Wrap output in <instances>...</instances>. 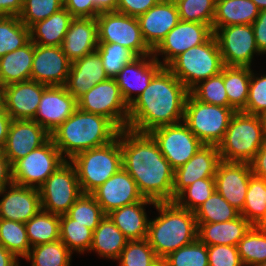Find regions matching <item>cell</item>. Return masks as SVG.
<instances>
[{
    "label": "cell",
    "mask_w": 266,
    "mask_h": 266,
    "mask_svg": "<svg viewBox=\"0 0 266 266\" xmlns=\"http://www.w3.org/2000/svg\"><path fill=\"white\" fill-rule=\"evenodd\" d=\"M122 167L135 180L140 194L155 202L173 201L174 169L149 133L119 131Z\"/></svg>",
    "instance_id": "cell-1"
},
{
    "label": "cell",
    "mask_w": 266,
    "mask_h": 266,
    "mask_svg": "<svg viewBox=\"0 0 266 266\" xmlns=\"http://www.w3.org/2000/svg\"><path fill=\"white\" fill-rule=\"evenodd\" d=\"M188 94L185 85L163 67L129 106L127 129L150 133L156 128L183 121Z\"/></svg>",
    "instance_id": "cell-2"
},
{
    "label": "cell",
    "mask_w": 266,
    "mask_h": 266,
    "mask_svg": "<svg viewBox=\"0 0 266 266\" xmlns=\"http://www.w3.org/2000/svg\"><path fill=\"white\" fill-rule=\"evenodd\" d=\"M119 131L107 117L77 108L50 136L64 159L69 161L85 150L111 143Z\"/></svg>",
    "instance_id": "cell-3"
},
{
    "label": "cell",
    "mask_w": 266,
    "mask_h": 266,
    "mask_svg": "<svg viewBox=\"0 0 266 266\" xmlns=\"http://www.w3.org/2000/svg\"><path fill=\"white\" fill-rule=\"evenodd\" d=\"M159 216L149 221L147 241L160 260L197 239L198 226L194 212L174 201L156 202Z\"/></svg>",
    "instance_id": "cell-4"
},
{
    "label": "cell",
    "mask_w": 266,
    "mask_h": 266,
    "mask_svg": "<svg viewBox=\"0 0 266 266\" xmlns=\"http://www.w3.org/2000/svg\"><path fill=\"white\" fill-rule=\"evenodd\" d=\"M264 142L261 117L236 111L218 150L221 160L250 163Z\"/></svg>",
    "instance_id": "cell-5"
},
{
    "label": "cell",
    "mask_w": 266,
    "mask_h": 266,
    "mask_svg": "<svg viewBox=\"0 0 266 266\" xmlns=\"http://www.w3.org/2000/svg\"><path fill=\"white\" fill-rule=\"evenodd\" d=\"M69 161L75 167L82 193L91 194L122 168L119 134L111 143L85 150Z\"/></svg>",
    "instance_id": "cell-6"
},
{
    "label": "cell",
    "mask_w": 266,
    "mask_h": 266,
    "mask_svg": "<svg viewBox=\"0 0 266 266\" xmlns=\"http://www.w3.org/2000/svg\"><path fill=\"white\" fill-rule=\"evenodd\" d=\"M224 66L213 34L205 43L179 54L166 67L190 91L200 81L221 73Z\"/></svg>",
    "instance_id": "cell-7"
},
{
    "label": "cell",
    "mask_w": 266,
    "mask_h": 266,
    "mask_svg": "<svg viewBox=\"0 0 266 266\" xmlns=\"http://www.w3.org/2000/svg\"><path fill=\"white\" fill-rule=\"evenodd\" d=\"M235 112L234 108L201 102L189 92L183 122L204 145L218 146Z\"/></svg>",
    "instance_id": "cell-8"
},
{
    "label": "cell",
    "mask_w": 266,
    "mask_h": 266,
    "mask_svg": "<svg viewBox=\"0 0 266 266\" xmlns=\"http://www.w3.org/2000/svg\"><path fill=\"white\" fill-rule=\"evenodd\" d=\"M65 162L66 160L50 137L42 146L12 165L13 183L39 188Z\"/></svg>",
    "instance_id": "cell-9"
},
{
    "label": "cell",
    "mask_w": 266,
    "mask_h": 266,
    "mask_svg": "<svg viewBox=\"0 0 266 266\" xmlns=\"http://www.w3.org/2000/svg\"><path fill=\"white\" fill-rule=\"evenodd\" d=\"M99 43H117L138 57L152 54L145 43L137 17L117 11L100 12L96 17Z\"/></svg>",
    "instance_id": "cell-10"
},
{
    "label": "cell",
    "mask_w": 266,
    "mask_h": 266,
    "mask_svg": "<svg viewBox=\"0 0 266 266\" xmlns=\"http://www.w3.org/2000/svg\"><path fill=\"white\" fill-rule=\"evenodd\" d=\"M42 210L64 215L82 195L75 167L66 161L38 188Z\"/></svg>",
    "instance_id": "cell-11"
},
{
    "label": "cell",
    "mask_w": 266,
    "mask_h": 266,
    "mask_svg": "<svg viewBox=\"0 0 266 266\" xmlns=\"http://www.w3.org/2000/svg\"><path fill=\"white\" fill-rule=\"evenodd\" d=\"M77 103L80 110L105 116L120 130L127 128L129 106L124 101L115 78L96 84Z\"/></svg>",
    "instance_id": "cell-12"
},
{
    "label": "cell",
    "mask_w": 266,
    "mask_h": 266,
    "mask_svg": "<svg viewBox=\"0 0 266 266\" xmlns=\"http://www.w3.org/2000/svg\"><path fill=\"white\" fill-rule=\"evenodd\" d=\"M225 66L250 67L254 54L260 55L252 24L212 27Z\"/></svg>",
    "instance_id": "cell-13"
},
{
    "label": "cell",
    "mask_w": 266,
    "mask_h": 266,
    "mask_svg": "<svg viewBox=\"0 0 266 266\" xmlns=\"http://www.w3.org/2000/svg\"><path fill=\"white\" fill-rule=\"evenodd\" d=\"M149 134L174 170L188 162L204 145L183 121L156 128Z\"/></svg>",
    "instance_id": "cell-14"
},
{
    "label": "cell",
    "mask_w": 266,
    "mask_h": 266,
    "mask_svg": "<svg viewBox=\"0 0 266 266\" xmlns=\"http://www.w3.org/2000/svg\"><path fill=\"white\" fill-rule=\"evenodd\" d=\"M213 34L208 24L180 20L152 51V55L157 61L159 55H164L163 61L159 62L166 67L179 54L205 43Z\"/></svg>",
    "instance_id": "cell-15"
},
{
    "label": "cell",
    "mask_w": 266,
    "mask_h": 266,
    "mask_svg": "<svg viewBox=\"0 0 266 266\" xmlns=\"http://www.w3.org/2000/svg\"><path fill=\"white\" fill-rule=\"evenodd\" d=\"M71 61L61 46L34 44V57L30 80L46 86H65L70 72Z\"/></svg>",
    "instance_id": "cell-16"
},
{
    "label": "cell",
    "mask_w": 266,
    "mask_h": 266,
    "mask_svg": "<svg viewBox=\"0 0 266 266\" xmlns=\"http://www.w3.org/2000/svg\"><path fill=\"white\" fill-rule=\"evenodd\" d=\"M77 108V100L67 91L65 86H47L42 93L33 120L51 134Z\"/></svg>",
    "instance_id": "cell-17"
},
{
    "label": "cell",
    "mask_w": 266,
    "mask_h": 266,
    "mask_svg": "<svg viewBox=\"0 0 266 266\" xmlns=\"http://www.w3.org/2000/svg\"><path fill=\"white\" fill-rule=\"evenodd\" d=\"M252 175L249 163L221 160L215 174L216 191L241 212Z\"/></svg>",
    "instance_id": "cell-18"
},
{
    "label": "cell",
    "mask_w": 266,
    "mask_h": 266,
    "mask_svg": "<svg viewBox=\"0 0 266 266\" xmlns=\"http://www.w3.org/2000/svg\"><path fill=\"white\" fill-rule=\"evenodd\" d=\"M91 195L101 206L105 215L125 205L141 201L135 180L122 167L113 176L94 190Z\"/></svg>",
    "instance_id": "cell-19"
},
{
    "label": "cell",
    "mask_w": 266,
    "mask_h": 266,
    "mask_svg": "<svg viewBox=\"0 0 266 266\" xmlns=\"http://www.w3.org/2000/svg\"><path fill=\"white\" fill-rule=\"evenodd\" d=\"M50 137V134L34 120H12L2 152L13 165L42 146Z\"/></svg>",
    "instance_id": "cell-20"
},
{
    "label": "cell",
    "mask_w": 266,
    "mask_h": 266,
    "mask_svg": "<svg viewBox=\"0 0 266 266\" xmlns=\"http://www.w3.org/2000/svg\"><path fill=\"white\" fill-rule=\"evenodd\" d=\"M220 161L218 146L203 145L188 162L174 170L173 201L196 180L215 178Z\"/></svg>",
    "instance_id": "cell-21"
},
{
    "label": "cell",
    "mask_w": 266,
    "mask_h": 266,
    "mask_svg": "<svg viewBox=\"0 0 266 266\" xmlns=\"http://www.w3.org/2000/svg\"><path fill=\"white\" fill-rule=\"evenodd\" d=\"M8 187L0 190V196L3 197L0 200L1 219L26 223L42 209L38 188L14 183Z\"/></svg>",
    "instance_id": "cell-22"
},
{
    "label": "cell",
    "mask_w": 266,
    "mask_h": 266,
    "mask_svg": "<svg viewBox=\"0 0 266 266\" xmlns=\"http://www.w3.org/2000/svg\"><path fill=\"white\" fill-rule=\"evenodd\" d=\"M143 39L153 51L168 32L175 27L180 16L174 0H161L146 13L137 17Z\"/></svg>",
    "instance_id": "cell-23"
},
{
    "label": "cell",
    "mask_w": 266,
    "mask_h": 266,
    "mask_svg": "<svg viewBox=\"0 0 266 266\" xmlns=\"http://www.w3.org/2000/svg\"><path fill=\"white\" fill-rule=\"evenodd\" d=\"M163 68L153 55L140 56L126 64L115 80L128 106L146 89L152 78ZM133 92L136 97L132 96Z\"/></svg>",
    "instance_id": "cell-24"
},
{
    "label": "cell",
    "mask_w": 266,
    "mask_h": 266,
    "mask_svg": "<svg viewBox=\"0 0 266 266\" xmlns=\"http://www.w3.org/2000/svg\"><path fill=\"white\" fill-rule=\"evenodd\" d=\"M46 87L33 80L5 86V111L13 120H33Z\"/></svg>",
    "instance_id": "cell-25"
},
{
    "label": "cell",
    "mask_w": 266,
    "mask_h": 266,
    "mask_svg": "<svg viewBox=\"0 0 266 266\" xmlns=\"http://www.w3.org/2000/svg\"><path fill=\"white\" fill-rule=\"evenodd\" d=\"M108 78L99 53L94 51L71 63L65 87L78 100L93 86Z\"/></svg>",
    "instance_id": "cell-26"
},
{
    "label": "cell",
    "mask_w": 266,
    "mask_h": 266,
    "mask_svg": "<svg viewBox=\"0 0 266 266\" xmlns=\"http://www.w3.org/2000/svg\"><path fill=\"white\" fill-rule=\"evenodd\" d=\"M98 24L96 18H73L65 34L61 48L73 62L93 53L98 47Z\"/></svg>",
    "instance_id": "cell-27"
},
{
    "label": "cell",
    "mask_w": 266,
    "mask_h": 266,
    "mask_svg": "<svg viewBox=\"0 0 266 266\" xmlns=\"http://www.w3.org/2000/svg\"><path fill=\"white\" fill-rule=\"evenodd\" d=\"M156 202L147 198L125 205L111 211L109 218L128 240H142L147 237L149 219L145 212V205H155Z\"/></svg>",
    "instance_id": "cell-28"
},
{
    "label": "cell",
    "mask_w": 266,
    "mask_h": 266,
    "mask_svg": "<svg viewBox=\"0 0 266 266\" xmlns=\"http://www.w3.org/2000/svg\"><path fill=\"white\" fill-rule=\"evenodd\" d=\"M197 238L207 246H237L252 225L241 215L221 223H197Z\"/></svg>",
    "instance_id": "cell-29"
},
{
    "label": "cell",
    "mask_w": 266,
    "mask_h": 266,
    "mask_svg": "<svg viewBox=\"0 0 266 266\" xmlns=\"http://www.w3.org/2000/svg\"><path fill=\"white\" fill-rule=\"evenodd\" d=\"M74 17L63 7L45 20L33 24L30 40L41 46H61Z\"/></svg>",
    "instance_id": "cell-30"
},
{
    "label": "cell",
    "mask_w": 266,
    "mask_h": 266,
    "mask_svg": "<svg viewBox=\"0 0 266 266\" xmlns=\"http://www.w3.org/2000/svg\"><path fill=\"white\" fill-rule=\"evenodd\" d=\"M34 57V43L30 40L23 47L0 58V82L7 86L30 80Z\"/></svg>",
    "instance_id": "cell-31"
},
{
    "label": "cell",
    "mask_w": 266,
    "mask_h": 266,
    "mask_svg": "<svg viewBox=\"0 0 266 266\" xmlns=\"http://www.w3.org/2000/svg\"><path fill=\"white\" fill-rule=\"evenodd\" d=\"M128 239L116 227L108 215H105L93 231L89 252L95 251L102 258L117 260L125 248Z\"/></svg>",
    "instance_id": "cell-32"
},
{
    "label": "cell",
    "mask_w": 266,
    "mask_h": 266,
    "mask_svg": "<svg viewBox=\"0 0 266 266\" xmlns=\"http://www.w3.org/2000/svg\"><path fill=\"white\" fill-rule=\"evenodd\" d=\"M259 12L252 0H225L216 4L212 27L252 24Z\"/></svg>",
    "instance_id": "cell-33"
},
{
    "label": "cell",
    "mask_w": 266,
    "mask_h": 266,
    "mask_svg": "<svg viewBox=\"0 0 266 266\" xmlns=\"http://www.w3.org/2000/svg\"><path fill=\"white\" fill-rule=\"evenodd\" d=\"M250 78V67L224 66L226 94L229 104L236 111H242L246 107Z\"/></svg>",
    "instance_id": "cell-34"
},
{
    "label": "cell",
    "mask_w": 266,
    "mask_h": 266,
    "mask_svg": "<svg viewBox=\"0 0 266 266\" xmlns=\"http://www.w3.org/2000/svg\"><path fill=\"white\" fill-rule=\"evenodd\" d=\"M25 226L31 247L60 239V215L41 209Z\"/></svg>",
    "instance_id": "cell-35"
},
{
    "label": "cell",
    "mask_w": 266,
    "mask_h": 266,
    "mask_svg": "<svg viewBox=\"0 0 266 266\" xmlns=\"http://www.w3.org/2000/svg\"><path fill=\"white\" fill-rule=\"evenodd\" d=\"M72 254L59 239L31 247L24 259L31 261V266H70Z\"/></svg>",
    "instance_id": "cell-36"
},
{
    "label": "cell",
    "mask_w": 266,
    "mask_h": 266,
    "mask_svg": "<svg viewBox=\"0 0 266 266\" xmlns=\"http://www.w3.org/2000/svg\"><path fill=\"white\" fill-rule=\"evenodd\" d=\"M252 226H257L266 215V179L252 175L246 193L244 207L240 212Z\"/></svg>",
    "instance_id": "cell-37"
},
{
    "label": "cell",
    "mask_w": 266,
    "mask_h": 266,
    "mask_svg": "<svg viewBox=\"0 0 266 266\" xmlns=\"http://www.w3.org/2000/svg\"><path fill=\"white\" fill-rule=\"evenodd\" d=\"M30 41V29L19 16H0V58Z\"/></svg>",
    "instance_id": "cell-38"
},
{
    "label": "cell",
    "mask_w": 266,
    "mask_h": 266,
    "mask_svg": "<svg viewBox=\"0 0 266 266\" xmlns=\"http://www.w3.org/2000/svg\"><path fill=\"white\" fill-rule=\"evenodd\" d=\"M0 245L24 259L31 249L25 223L0 218Z\"/></svg>",
    "instance_id": "cell-39"
},
{
    "label": "cell",
    "mask_w": 266,
    "mask_h": 266,
    "mask_svg": "<svg viewBox=\"0 0 266 266\" xmlns=\"http://www.w3.org/2000/svg\"><path fill=\"white\" fill-rule=\"evenodd\" d=\"M194 214L197 223H221L237 218L240 212L215 190Z\"/></svg>",
    "instance_id": "cell-40"
},
{
    "label": "cell",
    "mask_w": 266,
    "mask_h": 266,
    "mask_svg": "<svg viewBox=\"0 0 266 266\" xmlns=\"http://www.w3.org/2000/svg\"><path fill=\"white\" fill-rule=\"evenodd\" d=\"M244 266L266 262V231L252 226L237 245Z\"/></svg>",
    "instance_id": "cell-41"
},
{
    "label": "cell",
    "mask_w": 266,
    "mask_h": 266,
    "mask_svg": "<svg viewBox=\"0 0 266 266\" xmlns=\"http://www.w3.org/2000/svg\"><path fill=\"white\" fill-rule=\"evenodd\" d=\"M93 239V230L88 227L75 223V220L69 218L66 214L60 215V240L67 248L74 253L88 251Z\"/></svg>",
    "instance_id": "cell-42"
},
{
    "label": "cell",
    "mask_w": 266,
    "mask_h": 266,
    "mask_svg": "<svg viewBox=\"0 0 266 266\" xmlns=\"http://www.w3.org/2000/svg\"><path fill=\"white\" fill-rule=\"evenodd\" d=\"M96 51L109 78H115L126 64L138 58L132 50L117 43H99Z\"/></svg>",
    "instance_id": "cell-43"
},
{
    "label": "cell",
    "mask_w": 266,
    "mask_h": 266,
    "mask_svg": "<svg viewBox=\"0 0 266 266\" xmlns=\"http://www.w3.org/2000/svg\"><path fill=\"white\" fill-rule=\"evenodd\" d=\"M189 92L201 102L233 108L229 104L224 86V67L221 73L200 81Z\"/></svg>",
    "instance_id": "cell-44"
},
{
    "label": "cell",
    "mask_w": 266,
    "mask_h": 266,
    "mask_svg": "<svg viewBox=\"0 0 266 266\" xmlns=\"http://www.w3.org/2000/svg\"><path fill=\"white\" fill-rule=\"evenodd\" d=\"M66 215L75 220V223H80L93 231L105 216L94 197L84 193L74 202Z\"/></svg>",
    "instance_id": "cell-45"
},
{
    "label": "cell",
    "mask_w": 266,
    "mask_h": 266,
    "mask_svg": "<svg viewBox=\"0 0 266 266\" xmlns=\"http://www.w3.org/2000/svg\"><path fill=\"white\" fill-rule=\"evenodd\" d=\"M165 266H209L207 245L198 238L163 259Z\"/></svg>",
    "instance_id": "cell-46"
},
{
    "label": "cell",
    "mask_w": 266,
    "mask_h": 266,
    "mask_svg": "<svg viewBox=\"0 0 266 266\" xmlns=\"http://www.w3.org/2000/svg\"><path fill=\"white\" fill-rule=\"evenodd\" d=\"M216 190L215 178H203L185 188L174 200L181 208L194 212Z\"/></svg>",
    "instance_id": "cell-47"
},
{
    "label": "cell",
    "mask_w": 266,
    "mask_h": 266,
    "mask_svg": "<svg viewBox=\"0 0 266 266\" xmlns=\"http://www.w3.org/2000/svg\"><path fill=\"white\" fill-rule=\"evenodd\" d=\"M117 260L120 266H154L160 259L145 238L128 240Z\"/></svg>",
    "instance_id": "cell-48"
},
{
    "label": "cell",
    "mask_w": 266,
    "mask_h": 266,
    "mask_svg": "<svg viewBox=\"0 0 266 266\" xmlns=\"http://www.w3.org/2000/svg\"><path fill=\"white\" fill-rule=\"evenodd\" d=\"M180 20L208 24L212 28L216 4L213 0H174Z\"/></svg>",
    "instance_id": "cell-49"
},
{
    "label": "cell",
    "mask_w": 266,
    "mask_h": 266,
    "mask_svg": "<svg viewBox=\"0 0 266 266\" xmlns=\"http://www.w3.org/2000/svg\"><path fill=\"white\" fill-rule=\"evenodd\" d=\"M63 8V0H23L20 21L28 28Z\"/></svg>",
    "instance_id": "cell-50"
},
{
    "label": "cell",
    "mask_w": 266,
    "mask_h": 266,
    "mask_svg": "<svg viewBox=\"0 0 266 266\" xmlns=\"http://www.w3.org/2000/svg\"><path fill=\"white\" fill-rule=\"evenodd\" d=\"M245 113L261 116L266 112V75L256 77L251 70V78L248 91Z\"/></svg>",
    "instance_id": "cell-51"
},
{
    "label": "cell",
    "mask_w": 266,
    "mask_h": 266,
    "mask_svg": "<svg viewBox=\"0 0 266 266\" xmlns=\"http://www.w3.org/2000/svg\"><path fill=\"white\" fill-rule=\"evenodd\" d=\"M209 266H244L237 246H207Z\"/></svg>",
    "instance_id": "cell-52"
},
{
    "label": "cell",
    "mask_w": 266,
    "mask_h": 266,
    "mask_svg": "<svg viewBox=\"0 0 266 266\" xmlns=\"http://www.w3.org/2000/svg\"><path fill=\"white\" fill-rule=\"evenodd\" d=\"M63 7L74 18H96L100 13L93 0H63Z\"/></svg>",
    "instance_id": "cell-53"
},
{
    "label": "cell",
    "mask_w": 266,
    "mask_h": 266,
    "mask_svg": "<svg viewBox=\"0 0 266 266\" xmlns=\"http://www.w3.org/2000/svg\"><path fill=\"white\" fill-rule=\"evenodd\" d=\"M160 1L161 0H119L116 11L125 15L138 17L146 13Z\"/></svg>",
    "instance_id": "cell-54"
},
{
    "label": "cell",
    "mask_w": 266,
    "mask_h": 266,
    "mask_svg": "<svg viewBox=\"0 0 266 266\" xmlns=\"http://www.w3.org/2000/svg\"><path fill=\"white\" fill-rule=\"evenodd\" d=\"M254 36L260 54H266V9L261 10L252 23Z\"/></svg>",
    "instance_id": "cell-55"
},
{
    "label": "cell",
    "mask_w": 266,
    "mask_h": 266,
    "mask_svg": "<svg viewBox=\"0 0 266 266\" xmlns=\"http://www.w3.org/2000/svg\"><path fill=\"white\" fill-rule=\"evenodd\" d=\"M249 164L254 176L266 179V139Z\"/></svg>",
    "instance_id": "cell-56"
},
{
    "label": "cell",
    "mask_w": 266,
    "mask_h": 266,
    "mask_svg": "<svg viewBox=\"0 0 266 266\" xmlns=\"http://www.w3.org/2000/svg\"><path fill=\"white\" fill-rule=\"evenodd\" d=\"M13 183L12 165L5 154L0 151V190Z\"/></svg>",
    "instance_id": "cell-57"
},
{
    "label": "cell",
    "mask_w": 266,
    "mask_h": 266,
    "mask_svg": "<svg viewBox=\"0 0 266 266\" xmlns=\"http://www.w3.org/2000/svg\"><path fill=\"white\" fill-rule=\"evenodd\" d=\"M23 0H0V16H19Z\"/></svg>",
    "instance_id": "cell-58"
},
{
    "label": "cell",
    "mask_w": 266,
    "mask_h": 266,
    "mask_svg": "<svg viewBox=\"0 0 266 266\" xmlns=\"http://www.w3.org/2000/svg\"><path fill=\"white\" fill-rule=\"evenodd\" d=\"M12 120L13 119L5 110L0 111V151H2L5 146Z\"/></svg>",
    "instance_id": "cell-59"
},
{
    "label": "cell",
    "mask_w": 266,
    "mask_h": 266,
    "mask_svg": "<svg viewBox=\"0 0 266 266\" xmlns=\"http://www.w3.org/2000/svg\"><path fill=\"white\" fill-rule=\"evenodd\" d=\"M19 263L16 256L0 245V266H20Z\"/></svg>",
    "instance_id": "cell-60"
},
{
    "label": "cell",
    "mask_w": 266,
    "mask_h": 266,
    "mask_svg": "<svg viewBox=\"0 0 266 266\" xmlns=\"http://www.w3.org/2000/svg\"><path fill=\"white\" fill-rule=\"evenodd\" d=\"M100 12L116 11L119 0H93Z\"/></svg>",
    "instance_id": "cell-61"
},
{
    "label": "cell",
    "mask_w": 266,
    "mask_h": 266,
    "mask_svg": "<svg viewBox=\"0 0 266 266\" xmlns=\"http://www.w3.org/2000/svg\"><path fill=\"white\" fill-rule=\"evenodd\" d=\"M5 86L0 82V111L5 110Z\"/></svg>",
    "instance_id": "cell-62"
},
{
    "label": "cell",
    "mask_w": 266,
    "mask_h": 266,
    "mask_svg": "<svg viewBox=\"0 0 266 266\" xmlns=\"http://www.w3.org/2000/svg\"><path fill=\"white\" fill-rule=\"evenodd\" d=\"M252 1L256 4V6L260 11L266 9V0H252Z\"/></svg>",
    "instance_id": "cell-63"
},
{
    "label": "cell",
    "mask_w": 266,
    "mask_h": 266,
    "mask_svg": "<svg viewBox=\"0 0 266 266\" xmlns=\"http://www.w3.org/2000/svg\"><path fill=\"white\" fill-rule=\"evenodd\" d=\"M260 117H261L262 124H263L264 136L266 139V112H264Z\"/></svg>",
    "instance_id": "cell-64"
},
{
    "label": "cell",
    "mask_w": 266,
    "mask_h": 266,
    "mask_svg": "<svg viewBox=\"0 0 266 266\" xmlns=\"http://www.w3.org/2000/svg\"><path fill=\"white\" fill-rule=\"evenodd\" d=\"M257 227L266 231V215L263 218V220L257 225Z\"/></svg>",
    "instance_id": "cell-65"
},
{
    "label": "cell",
    "mask_w": 266,
    "mask_h": 266,
    "mask_svg": "<svg viewBox=\"0 0 266 266\" xmlns=\"http://www.w3.org/2000/svg\"><path fill=\"white\" fill-rule=\"evenodd\" d=\"M154 266H165L163 260H159Z\"/></svg>",
    "instance_id": "cell-66"
},
{
    "label": "cell",
    "mask_w": 266,
    "mask_h": 266,
    "mask_svg": "<svg viewBox=\"0 0 266 266\" xmlns=\"http://www.w3.org/2000/svg\"><path fill=\"white\" fill-rule=\"evenodd\" d=\"M222 1H225V0H213V2H214L215 4H217V3H219V2H222Z\"/></svg>",
    "instance_id": "cell-67"
},
{
    "label": "cell",
    "mask_w": 266,
    "mask_h": 266,
    "mask_svg": "<svg viewBox=\"0 0 266 266\" xmlns=\"http://www.w3.org/2000/svg\"><path fill=\"white\" fill-rule=\"evenodd\" d=\"M257 266H266V262L262 263V264H259Z\"/></svg>",
    "instance_id": "cell-68"
}]
</instances>
